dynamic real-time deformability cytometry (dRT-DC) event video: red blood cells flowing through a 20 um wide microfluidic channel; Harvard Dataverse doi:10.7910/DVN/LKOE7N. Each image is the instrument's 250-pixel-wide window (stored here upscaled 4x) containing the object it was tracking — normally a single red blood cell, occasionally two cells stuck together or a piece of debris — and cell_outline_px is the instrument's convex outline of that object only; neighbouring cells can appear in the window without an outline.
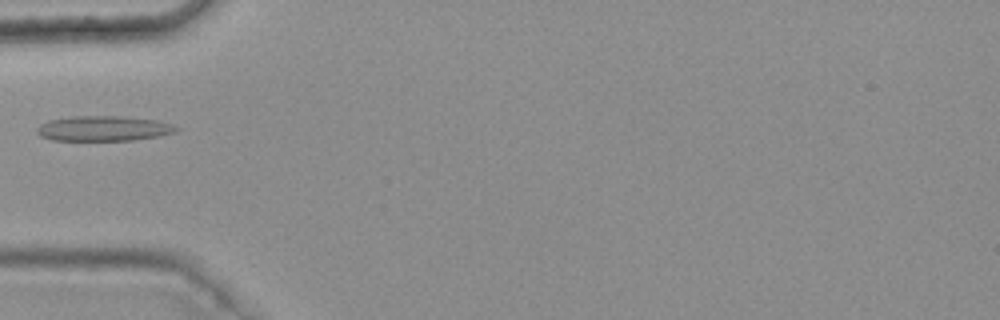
{"species": "common noctule bat (a hibernating species)", "species_latin": "Nyctalus noctula", "temperature_condition": "warm", "stored_images_in_passage": 1, "camera_frame_rate_fps": 3000, "um_per_image_px": 0.085, "animal": {"sex": "female", "body_mass_g": 25.1}, "frame": {"image": 1, "passage_image": 1, "time_ms": 0.0, "image_size_px": [1000, 320], "cell_outline_px": [[184, 128], [176, 132], [156, 136], [132, 140], [52, 140], [40, 136], [36, 132], [36, 128], [40, 124], [48, 120], [72, 116], [120, 116], [156, 120], [172, 124]], "centroid_in_image_um": [8.8, 10.91], "position_along_channel_um": 76.2, "area_um2": 20.46}}